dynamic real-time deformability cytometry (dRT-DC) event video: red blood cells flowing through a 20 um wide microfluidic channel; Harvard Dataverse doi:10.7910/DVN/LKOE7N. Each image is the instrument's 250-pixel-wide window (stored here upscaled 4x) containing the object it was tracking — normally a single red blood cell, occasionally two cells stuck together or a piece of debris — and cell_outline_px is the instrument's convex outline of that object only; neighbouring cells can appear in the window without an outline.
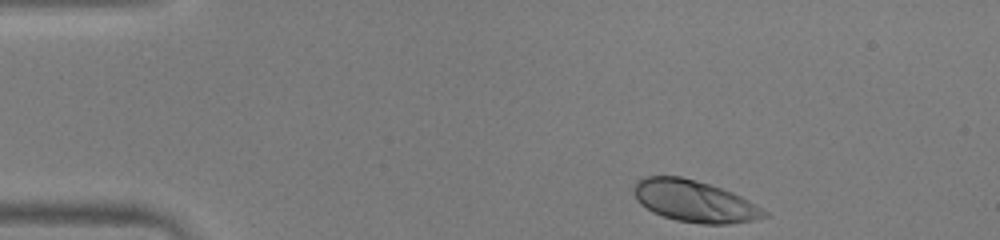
{"species": "human", "species_latin": "Homo sapiens", "temperature_condition": "warm", "stored_images_in_passage": 45, "camera_frame_rate_fps": 3000, "um_per_image_px": 0.085, "donor": {"sex": "male"}, "frame": {"image": 1, "passage_image": 1, "time_ms": 0.0, "image_size_px": [1000, 240], "cell_outline_px": [[768, 216], [752, 220], [728, 224], [700, 224], [676, 220], [652, 212], [640, 204], [636, 200], [636, 180], [644, 176], [680, 176], [708, 184], [732, 192], [748, 200], [768, 212]], "centroid_in_image_um": [59.02, 17.11], "position_along_channel_um": 26.0, "area_um2": 31.33}}
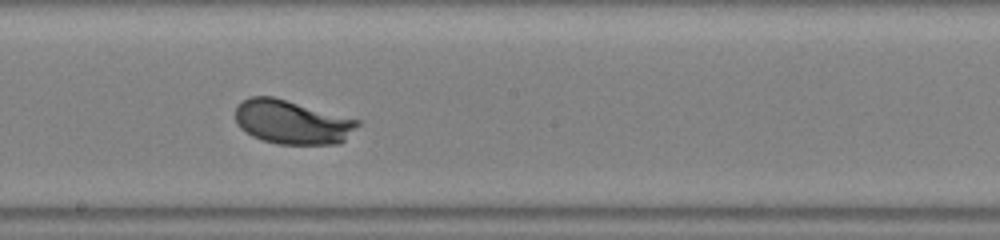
{"frame": {"image": 2, "passage_image": 22, "time_ms": 7.0, "image_size_px": [1000, 240], "cell_outline_px": [[360, 124], [340, 144], [276, 144], [252, 136], [240, 128], [236, 120], [236, 104], [248, 96], [272, 96], [360, 120]], "centroid_in_image_um": [24.8, 10.37], "position_along_channel_um": 223.4, "area_um2": 31.27}}
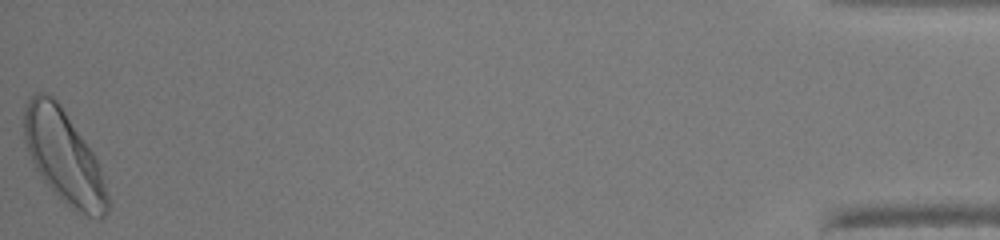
{"frame": {"image": 3, "passage_image": 45, "time_ms": 14.667, "image_size_px": [1000, 240], "cell_outline_px": [[108, 212], [100, 220], [88, 216], [68, 204], [44, 180], [36, 168], [28, 152], [24, 140], [24, 108], [28, 100], [36, 92], [44, 92], [52, 96], [60, 104], [92, 152], [100, 168], [108, 196]], "centroid_in_image_um": [5.42, 13.28], "position_along_channel_um": 429.8, "area_um2": 44.1}, "authors_computed_cell_mechanics": {"area_um2": 31.3276, "velocity_mm_per_s": 3.9466, "shape_relaxation_time_tau1_ms": 1.7214, "shape_relaxation_time_tau2_ms": null, "deformation_change_tau1": 0.1381, "deformation_change_tau2": null}}